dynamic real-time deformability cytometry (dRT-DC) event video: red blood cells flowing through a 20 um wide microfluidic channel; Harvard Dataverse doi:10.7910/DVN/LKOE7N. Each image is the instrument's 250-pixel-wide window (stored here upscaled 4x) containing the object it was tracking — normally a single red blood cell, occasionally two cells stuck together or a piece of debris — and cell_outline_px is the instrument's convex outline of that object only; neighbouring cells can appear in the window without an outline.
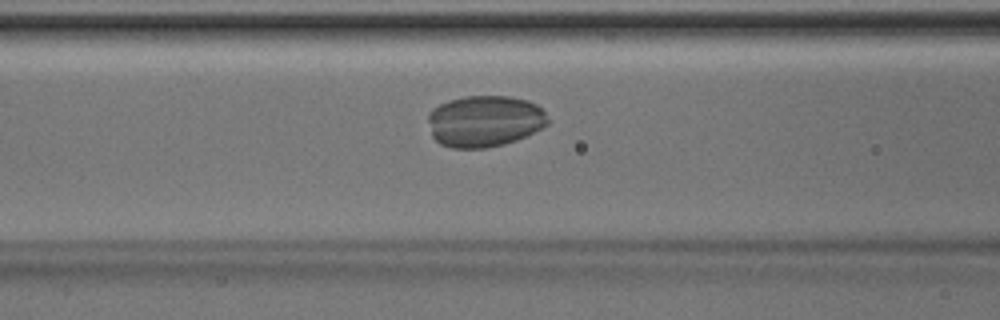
{"species": "Egyptian fruit bat (a non-hibernating species)", "species_latin": "Rousettus aegyptiacus", "temperature_condition": "room temperature", "stored_images_in_passage": 18, "camera_frame_rate_fps": 3000, "um_per_image_px": 0.085, "animal": {"sex": "male"}, "frame": {"image": 1, "passage_image": 16, "time_ms": 5.0, "image_size_px": [1000, 320], "cell_outline_px": [[548, 124], [516, 140], [504, 144], [484, 148], [452, 148], [440, 144], [432, 136], [428, 120], [428, 112], [432, 108], [448, 100], [464, 96], [508, 96], [528, 100], [536, 104], [544, 112], [548, 120]], "centroid_in_image_um": [41.15, 10.29], "position_along_channel_um": 125.4, "area_um2": 35.89}}